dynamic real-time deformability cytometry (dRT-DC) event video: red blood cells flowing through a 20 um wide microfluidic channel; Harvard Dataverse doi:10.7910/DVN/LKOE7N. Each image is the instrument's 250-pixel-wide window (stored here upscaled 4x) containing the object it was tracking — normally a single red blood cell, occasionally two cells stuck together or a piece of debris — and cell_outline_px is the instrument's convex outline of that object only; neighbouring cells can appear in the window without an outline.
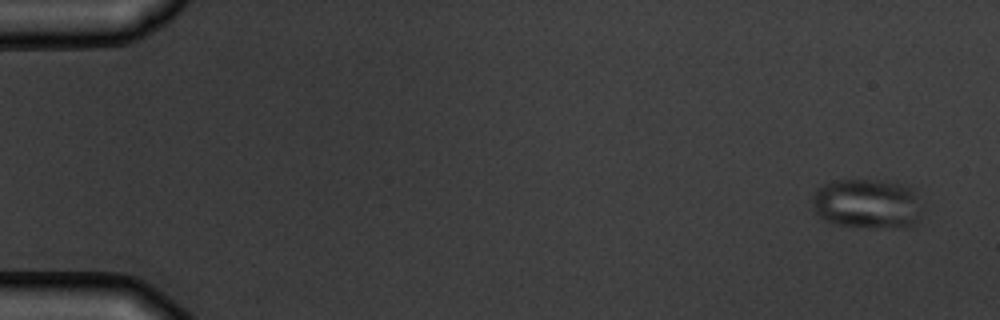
{"species": "common noctule bat (a hibernating species)", "species_latin": "Nyctalus noctula", "temperature_condition": "warm", "stored_images_in_passage": 4, "camera_frame_rate_fps": 3000, "um_per_image_px": 0.085, "animal": {"sex": "male", "body_mass_g": 19.5, "forearm_length_mm": 54.6}, "frame": {"image": 1, "passage_image": 1, "time_ms": 0.0, "image_size_px": [1000, 320], "cell_outline_px": [[924, 208], [916, 228], [868, 228], [832, 224], [824, 220], [816, 212], [812, 204], [812, 196], [816, 188], [832, 180], [896, 180], [908, 184], [912, 188]], "centroid_in_image_um": [73.8, 17.33], "position_along_channel_um": 11.2, "area_um2": 33.41}}